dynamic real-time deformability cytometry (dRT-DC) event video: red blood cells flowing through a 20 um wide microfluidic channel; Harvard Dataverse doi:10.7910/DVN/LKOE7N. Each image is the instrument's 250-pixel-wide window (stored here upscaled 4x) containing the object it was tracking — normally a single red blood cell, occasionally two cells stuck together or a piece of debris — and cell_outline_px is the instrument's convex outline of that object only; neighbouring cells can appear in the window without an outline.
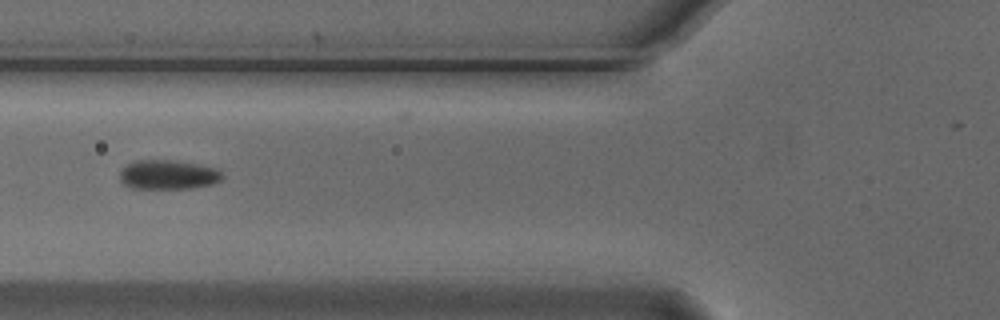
{"species": "Egyptian fruit bat (a non-hibernating species)", "species_latin": "Rousettus aegyptiacus", "temperature_condition": "cold", "stored_images_in_passage": 37, "camera_frame_rate_fps": 3000, "um_per_image_px": 0.085, "animal": {"sex": "male"}, "frame": {"image": 1, "passage_image": 3, "time_ms": 0.667, "image_size_px": [1000, 320], "cell_outline_px": [[224, 176], [220, 180], [212, 184], [192, 188], [132, 188], [124, 184], [120, 180], [120, 172], [128, 164], [136, 160], [172, 160], [196, 164], [216, 168]], "centroid_in_image_um": [14.29, 14.85], "position_along_channel_um": 111.5, "area_um2": 17.34}}
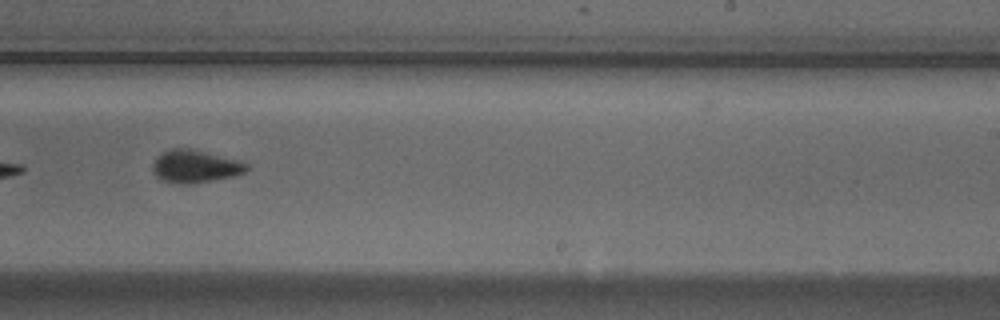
{"frame": {"image": 2, "passage_image": 16, "time_ms": 5.0, "image_size_px": [1000, 320], "cell_outline_px": [[248, 168], [244, 172], [236, 176], [192, 184], [164, 180], [156, 176], [152, 172], [152, 164], [156, 156], [160, 152], [172, 148], [188, 148], [244, 160], [248, 164]], "centroid_in_image_um": [16.62, 14.11], "position_along_channel_um": 272.4, "area_um2": 18.15}}
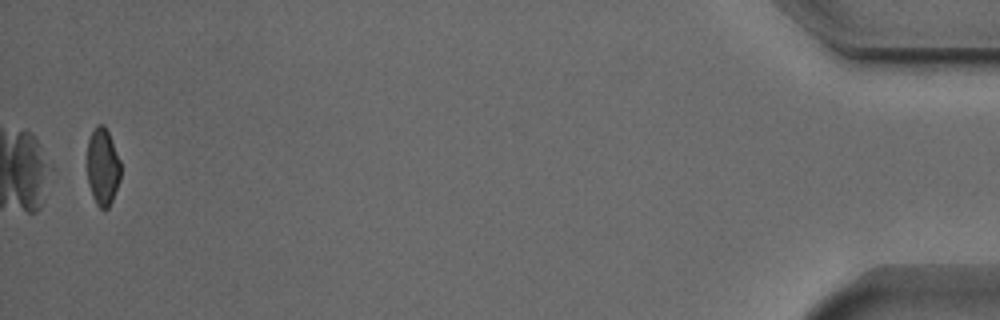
{"frame": {"image": 3, "passage_image": 36, "time_ms": 11.667, "image_size_px": [1000, 320], "cell_outline_px": [[120, 180], [112, 200], [108, 208], [104, 212], [96, 204], [92, 196], [88, 184], [88, 140], [96, 124], [104, 124], [108, 132], [120, 160]], "centroid_in_image_um": [8.73, 14.2], "position_along_channel_um": 426.5, "area_um2": 15.09}, "authors_computed_cell_mechanics": {"area_um2": 17.2244, "velocity_mm_per_s": 3.7142, "shape_relaxation_time_tau1_ms": 1.7801, "shape_relaxation_time_tau2_ms": null, "deformation_change_tau1": 0.0984, "deformation_change_tau2": null}}